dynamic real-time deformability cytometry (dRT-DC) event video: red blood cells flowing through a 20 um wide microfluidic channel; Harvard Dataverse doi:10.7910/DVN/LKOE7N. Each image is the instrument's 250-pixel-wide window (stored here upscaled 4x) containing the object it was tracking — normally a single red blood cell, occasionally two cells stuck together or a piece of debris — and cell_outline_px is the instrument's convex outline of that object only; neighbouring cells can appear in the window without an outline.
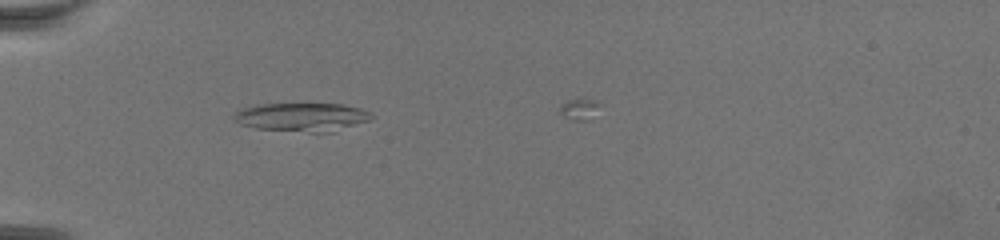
{"species": "common noctule bat (a hibernating species)", "species_latin": "Nyctalus noctula", "temperature_condition": "warm", "stored_images_in_passage": 6, "camera_frame_rate_fps": 3000, "um_per_image_px": 0.085, "animal": {"sex": "female", "body_mass_g": 19.5, "forearm_length_mm": 54.1}, "frame": {"image": 1, "passage_image": 1, "time_ms": 0.0, "image_size_px": [1000, 240], "cell_outline_px": [[376, 116], [372, 120], [336, 132], [308, 132], [256, 128], [240, 124], [236, 120], [236, 112], [244, 108], [256, 104], [344, 104], [360, 108]], "centroid_in_image_um": [25.77, 9.96], "position_along_channel_um": 59.2, "area_um2": 22.95}}